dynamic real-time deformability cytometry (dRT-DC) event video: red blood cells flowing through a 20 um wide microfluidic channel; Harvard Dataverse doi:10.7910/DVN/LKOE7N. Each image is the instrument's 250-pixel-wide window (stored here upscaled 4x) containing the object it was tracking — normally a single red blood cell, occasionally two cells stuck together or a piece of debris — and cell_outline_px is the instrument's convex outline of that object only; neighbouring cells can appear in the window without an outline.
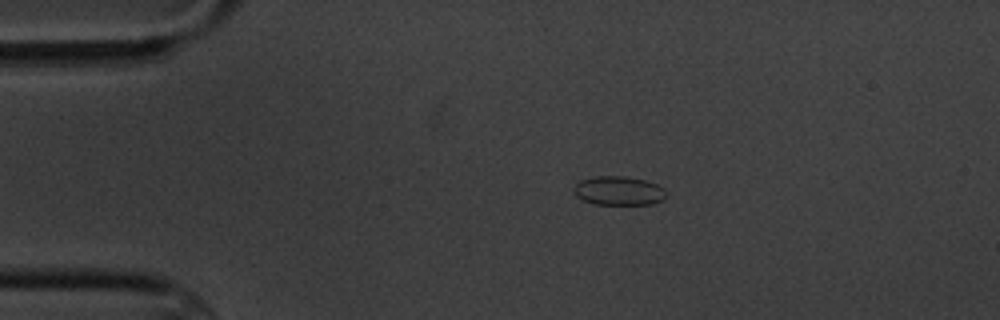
{"species": "common noctule bat (a hibernating species)", "species_latin": "Nyctalus noctula", "temperature_condition": "cold", "stored_images_in_passage": 2, "camera_frame_rate_fps": 3000, "um_per_image_px": 0.085, "animal": {"sex": "male", "body_mass_g": 20.1, "forearm_length_mm": 53.5}, "frame": {"image": 1, "passage_image": 1, "time_ms": 0.0, "image_size_px": [1000, 320], "cell_outline_px": [[668, 196], [664, 200], [652, 204], [596, 204], [584, 200], [576, 196], [572, 192], [572, 188], [580, 180], [596, 176], [624, 176], [644, 180], [656, 184], [664, 188], [668, 192]], "centroid_in_image_um": [52.61, 16.21], "position_along_channel_um": 32.4, "area_um2": 15.78}}